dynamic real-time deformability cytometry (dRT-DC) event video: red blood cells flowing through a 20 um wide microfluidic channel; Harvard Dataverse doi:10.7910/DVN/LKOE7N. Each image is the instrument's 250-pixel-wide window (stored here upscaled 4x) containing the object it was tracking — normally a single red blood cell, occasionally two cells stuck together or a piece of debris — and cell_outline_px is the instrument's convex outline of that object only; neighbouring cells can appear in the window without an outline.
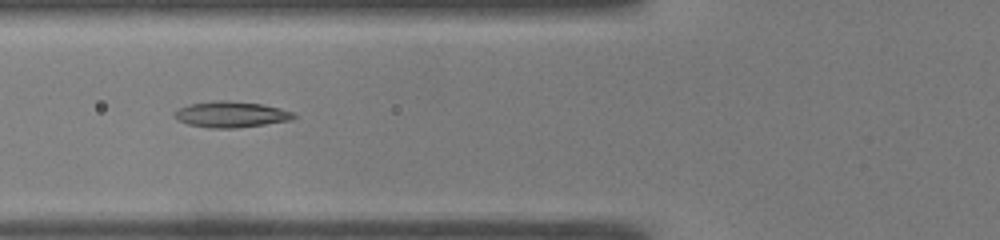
{"species": "common noctule bat (a hibernating species)", "species_latin": "Nyctalus noctula", "temperature_condition": "warm", "stored_images_in_passage": 37, "camera_frame_rate_fps": 3000, "um_per_image_px": 0.085, "animal": {"sex": "male", "body_mass_g": 19.0, "forearm_length_mm": 50.8}, "frame": {"image": 1, "passage_image": 5, "time_ms": 1.333, "image_size_px": [1000, 240], "cell_outline_px": [[296, 116], [292, 120], [236, 128], [212, 128], [188, 124], [176, 120], [172, 116], [172, 112], [188, 104], [212, 100], [228, 100], [264, 104], [280, 108], [292, 112]], "centroid_in_image_um": [19.59, 9.71], "position_along_channel_um": 106.2, "area_um2": 18.26}}
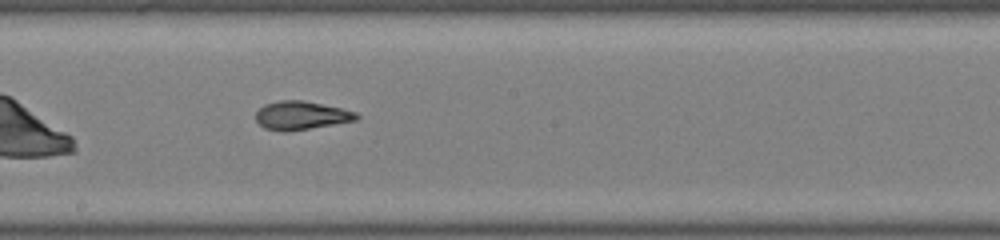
{"frame": {"image": 2, "passage_image": 14, "time_ms": 4.333, "image_size_px": [1000, 240], "cell_outline_px": [[360, 116], [356, 120], [284, 132], [280, 132], [264, 128], [256, 120], [256, 112], [264, 104], [280, 100], [304, 100], [340, 108], [356, 112]], "centroid_in_image_um": [25.56, 9.8], "position_along_channel_um": 222.6, "area_um2": 16.53}}
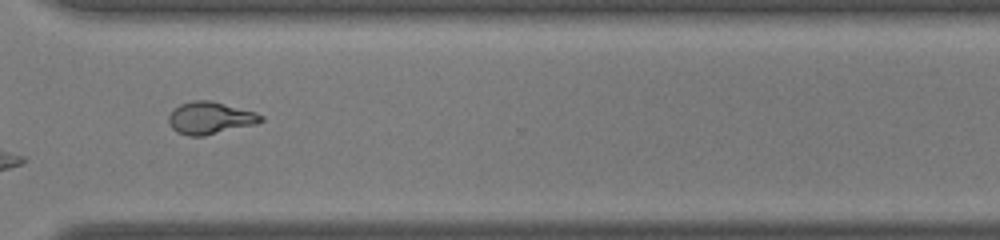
{"frame": {"image": 3, "passage_image": 24, "time_ms": 7.667, "image_size_px": [1000, 240], "cell_outline_px": [[264, 120], [256, 124], [204, 136], [188, 136], [176, 132], [172, 128], [168, 120], [168, 116], [180, 104], [192, 100], [212, 100], [256, 112], [264, 116]], "centroid_in_image_um": [17.88, 10.03], "position_along_channel_um": 352.7, "area_um2": 17.46}, "authors_computed_cell_mechanics": {"area_um2": 17.2244, "velocity_mm_per_s": 3.8826, "shape_relaxation_time_tau1_ms": null, "shape_relaxation_time_tau2_ms": 1.6043, "deformation_change_tau1": null, "deformation_change_tau2": 0.0871}}